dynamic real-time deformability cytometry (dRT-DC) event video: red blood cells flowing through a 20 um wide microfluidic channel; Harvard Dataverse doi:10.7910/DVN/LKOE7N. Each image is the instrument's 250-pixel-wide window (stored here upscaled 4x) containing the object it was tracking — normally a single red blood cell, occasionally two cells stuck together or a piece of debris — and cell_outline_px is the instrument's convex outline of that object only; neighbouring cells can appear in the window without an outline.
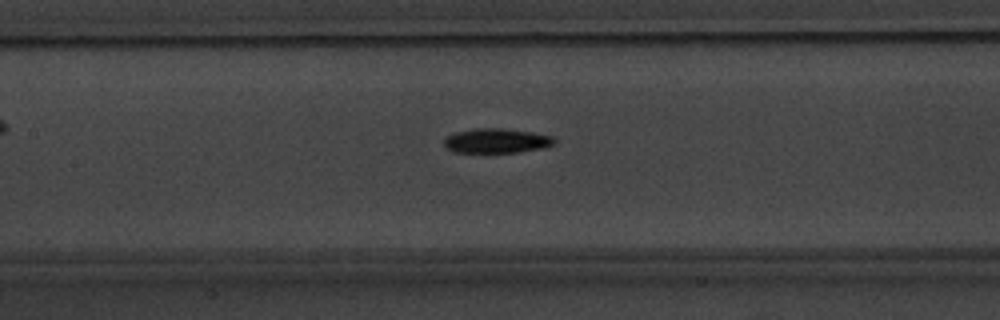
{"species": "common noctule bat (a hibernating species)", "species_latin": "Nyctalus noctula", "temperature_condition": "warm", "stored_images_in_passage": 39, "segment_of_instrument_passage": [1, 2], "camera_frame_rate_fps": 3000, "um_per_image_px": 0.085, "animal": {"sex": "male", "body_mass_g": 20.1, "forearm_length_mm": 53.5}, "frame": {"image": 1, "passage_image": 10, "time_ms": 3.0, "image_size_px": [1000, 320], "cell_outline_px": [[556, 144], [544, 148], [516, 152], [452, 152], [444, 144], [444, 140], [448, 136], [456, 132], [476, 128], [504, 128], [532, 132], [552, 136], [556, 140]], "centroid_in_image_um": [42.25, 11.96], "position_along_channel_um": 165.2, "area_um2": 15.78}}
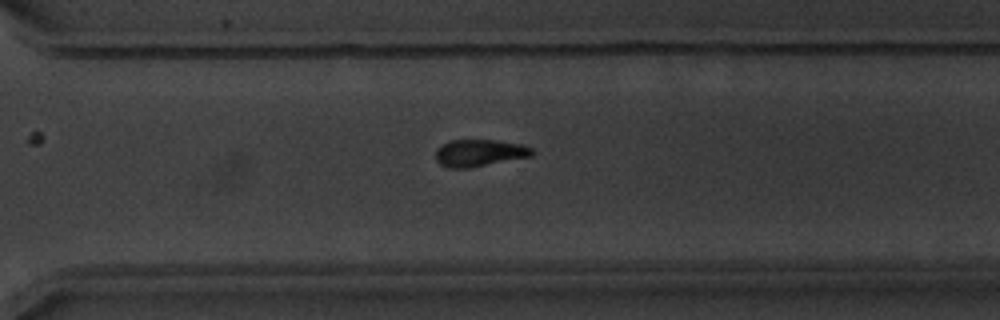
{"frame": {"image": 2, "passage_image": 23, "time_ms": 7.333, "image_size_px": [1000, 320], "cell_outline_px": [[536, 152], [532, 156], [468, 168], [448, 168], [440, 164], [436, 160], [436, 148], [440, 144], [452, 140], [492, 140], [520, 144], [532, 148]], "centroid_in_image_um": [40.73, 13.0], "position_along_channel_um": 329.9, "area_um2": 15.2}}
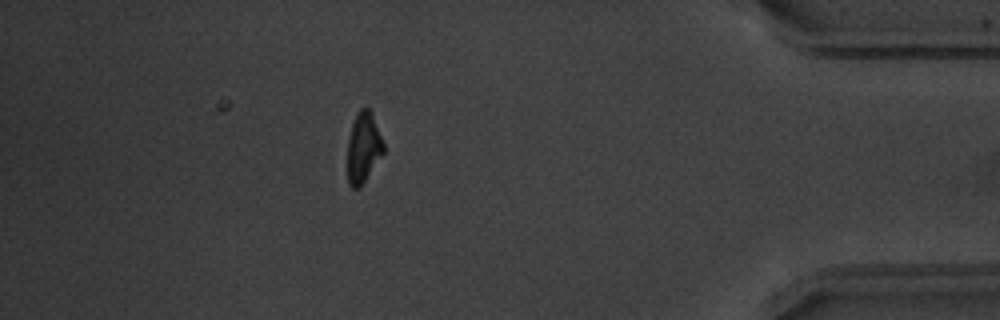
{"frame": {"image": 3, "passage_image": 32, "time_ms": 10.333, "image_size_px": [1000, 320], "cell_outline_px": [[384, 152], [360, 188], [352, 188], [348, 184], [348, 140], [352, 124], [360, 108], [368, 108], [372, 116], [384, 144]], "centroid_in_image_um": [30.88, 12.59], "position_along_channel_um": 404.3, "area_um2": 14.45}}